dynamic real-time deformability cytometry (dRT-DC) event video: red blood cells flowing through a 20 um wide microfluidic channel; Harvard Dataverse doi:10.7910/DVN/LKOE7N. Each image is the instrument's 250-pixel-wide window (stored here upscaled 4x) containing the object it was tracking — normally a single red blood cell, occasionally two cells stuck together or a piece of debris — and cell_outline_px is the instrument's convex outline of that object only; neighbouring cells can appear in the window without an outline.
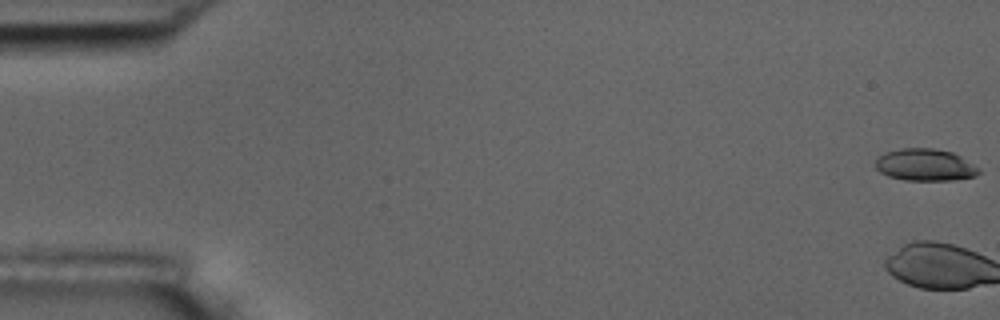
{"species": "common noctule bat (a hibernating species)", "species_latin": "Nyctalus noctula", "temperature_condition": "room temperature", "stored_images_in_passage": 55, "camera_frame_rate_fps": 3000, "um_per_image_px": 0.085, "animal": {"sex": "male", "body_mass_g": 17.5, "forearm_length_mm": 52.3}, "frame": {"image": 1, "passage_image": 1, "time_ms": 0.0, "image_size_px": [1000, 320], "cell_outline_px": [[980, 172], [976, 176], [952, 180], [904, 180], [888, 176], [880, 172], [876, 168], [876, 156], [900, 148], [932, 148], [952, 152], [960, 156], [980, 168]], "centroid_in_image_um": [78.63, 14.01], "position_along_channel_um": 6.4, "area_um2": 19.31}}